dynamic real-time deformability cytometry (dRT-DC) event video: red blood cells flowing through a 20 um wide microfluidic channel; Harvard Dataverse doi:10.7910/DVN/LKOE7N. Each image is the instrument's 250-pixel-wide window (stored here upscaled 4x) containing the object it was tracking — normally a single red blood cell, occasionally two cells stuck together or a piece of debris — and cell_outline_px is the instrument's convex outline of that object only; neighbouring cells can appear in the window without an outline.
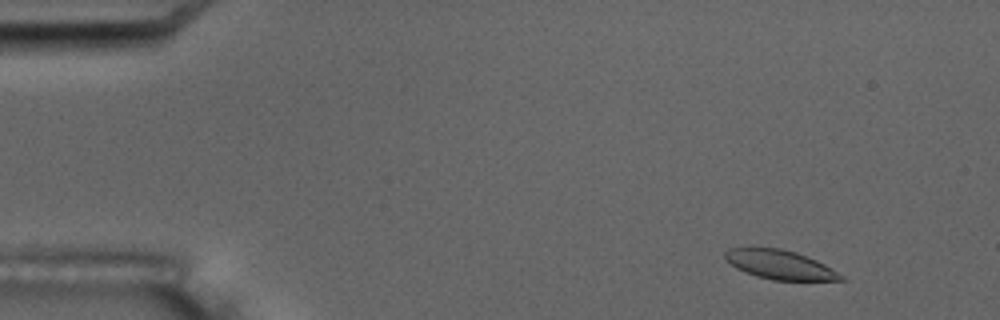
{"species": "common noctule bat (a hibernating species)", "species_latin": "Nyctalus noctula", "temperature_condition": "room temperature", "stored_images_in_passage": 4, "camera_frame_rate_fps": 3000, "um_per_image_px": 0.085, "animal": {"sex": "male", "body_mass_g": 17.5, "forearm_length_mm": 52.3}, "frame": {"image": 1, "passage_image": 1, "time_ms": 0.0, "image_size_px": [1000, 320], "cell_outline_px": [[844, 280], [772, 280], [756, 276], [736, 268], [724, 256], [724, 252], [728, 248], [780, 248], [796, 252], [816, 260], [824, 264], [844, 276]], "centroid_in_image_um": [66.29, 22.5], "position_along_channel_um": 18.7, "area_um2": 19.36}}